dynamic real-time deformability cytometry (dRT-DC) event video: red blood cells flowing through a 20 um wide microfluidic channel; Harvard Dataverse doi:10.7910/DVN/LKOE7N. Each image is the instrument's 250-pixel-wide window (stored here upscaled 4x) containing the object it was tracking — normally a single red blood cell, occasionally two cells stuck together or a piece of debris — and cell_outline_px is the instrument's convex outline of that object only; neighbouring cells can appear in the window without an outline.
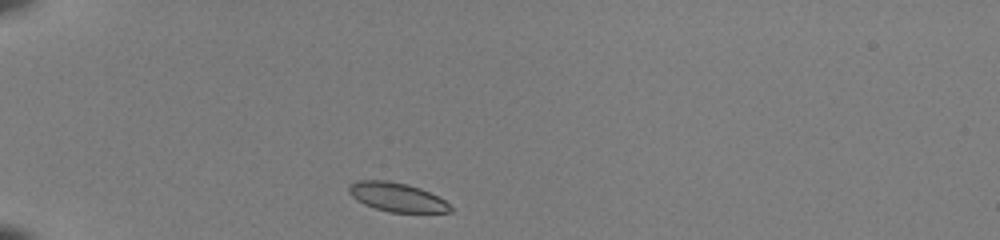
{"species": "common noctule bat (a hibernating species)", "species_latin": "Nyctalus noctula", "temperature_condition": "room temperature", "stored_images_in_passage": 37, "camera_frame_rate_fps": 3000, "um_per_image_px": 0.085, "animal": {"sex": "female", "body_mass_g": 22.0, "forearm_length_mm": 56.7}, "frame": {"image": 1, "passage_image": 1, "time_ms": 0.0, "image_size_px": [1000, 240], "cell_outline_px": [[452, 212], [388, 212], [364, 204], [356, 200], [348, 192], [348, 188], [356, 180], [388, 180], [408, 184], [420, 188], [444, 200], [452, 208]], "centroid_in_image_um": [33.71, 16.75], "position_along_channel_um": 51.3, "area_um2": 16.99}}
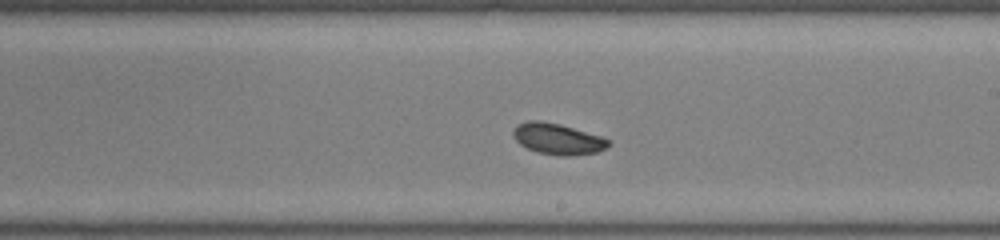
{"frame": {"image": 2, "passage_image": 18, "time_ms": 5.667, "image_size_px": [1000, 240], "cell_outline_px": [[612, 144], [608, 148], [596, 152], [568, 156], [560, 156], [536, 152], [520, 144], [512, 136], [512, 132], [520, 124], [528, 120], [540, 120], [560, 124], [600, 136], [608, 140]], "centroid_in_image_um": [47.41, 11.81], "position_along_channel_um": 241.6, "area_um2": 17.17}}
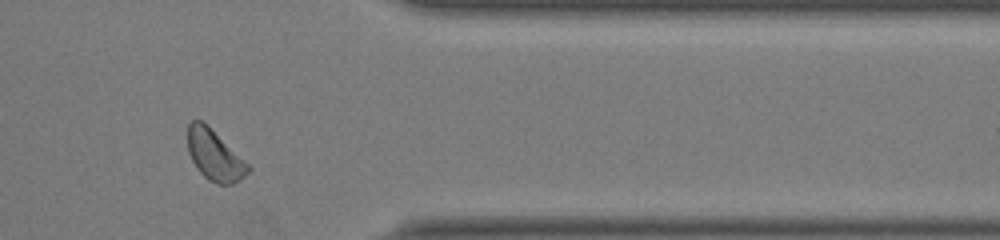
{"frame": {"image": 3, "passage_image": 30, "time_ms": 9.667, "image_size_px": [1000, 240], "cell_outline_px": [[252, 168], [240, 180], [232, 184], [216, 184], [208, 180], [196, 168], [188, 152], [188, 124], [192, 120], [200, 120], [248, 164]], "centroid_in_image_um": [18.22, 13.25], "position_along_channel_um": 393.2, "area_um2": 17.22}, "authors_computed_cell_mechanics": {"area_um2": 17.4556, "velocity_mm_per_s": 3.9469, "shape_relaxation_time_tau1_ms": 3.8037, "shape_relaxation_time_tau2_ms": null, "deformation_change_tau1": 0.107, "deformation_change_tau2": null}}